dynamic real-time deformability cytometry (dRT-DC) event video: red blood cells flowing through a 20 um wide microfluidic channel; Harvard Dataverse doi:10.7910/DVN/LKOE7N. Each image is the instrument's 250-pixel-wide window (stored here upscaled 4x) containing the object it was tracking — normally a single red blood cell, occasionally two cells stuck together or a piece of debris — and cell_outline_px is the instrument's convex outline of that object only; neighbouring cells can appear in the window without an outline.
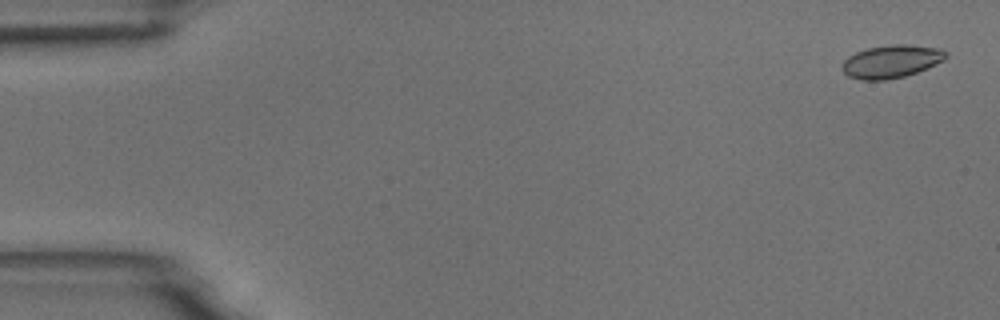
{"species": "common noctule bat (a hibernating species)", "species_latin": "Nyctalus noctula", "temperature_condition": "room temperature", "stored_images_in_passage": 21, "camera_frame_rate_fps": 3000, "um_per_image_px": 0.085, "animal": {"sex": "male", "body_mass_g": 18.8}, "frame": {"image": 1, "passage_image": 2, "time_ms": 0.333, "image_size_px": [1000, 320], "cell_outline_px": [[948, 56], [944, 60], [936, 64], [916, 72], [904, 76], [884, 80], [860, 80], [848, 76], [840, 68], [840, 64], [848, 56], [856, 52], [868, 48], [892, 44], [908, 44], [940, 48], [948, 52]], "centroid_in_image_um": [75.75, 5.21], "position_along_channel_um": 9.3, "area_um2": 20.06}}